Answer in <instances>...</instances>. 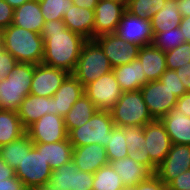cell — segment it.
<instances>
[{"label":"cell","instance_id":"cell-1","mask_svg":"<svg viewBox=\"0 0 190 190\" xmlns=\"http://www.w3.org/2000/svg\"><path fill=\"white\" fill-rule=\"evenodd\" d=\"M41 36L44 45L42 63L72 74L87 39L69 30L63 20L45 21Z\"/></svg>","mask_w":190,"mask_h":190},{"label":"cell","instance_id":"cell-2","mask_svg":"<svg viewBox=\"0 0 190 190\" xmlns=\"http://www.w3.org/2000/svg\"><path fill=\"white\" fill-rule=\"evenodd\" d=\"M3 48L18 62L40 64L44 56L41 34L13 24L3 29Z\"/></svg>","mask_w":190,"mask_h":190},{"label":"cell","instance_id":"cell-3","mask_svg":"<svg viewBox=\"0 0 190 190\" xmlns=\"http://www.w3.org/2000/svg\"><path fill=\"white\" fill-rule=\"evenodd\" d=\"M34 64L17 62L6 79L0 82V110L17 112L30 94Z\"/></svg>","mask_w":190,"mask_h":190},{"label":"cell","instance_id":"cell-4","mask_svg":"<svg viewBox=\"0 0 190 190\" xmlns=\"http://www.w3.org/2000/svg\"><path fill=\"white\" fill-rule=\"evenodd\" d=\"M110 113L116 127H143L154 120L140 90L123 92Z\"/></svg>","mask_w":190,"mask_h":190},{"label":"cell","instance_id":"cell-5","mask_svg":"<svg viewBox=\"0 0 190 190\" xmlns=\"http://www.w3.org/2000/svg\"><path fill=\"white\" fill-rule=\"evenodd\" d=\"M111 71L113 67L100 45L94 39L87 40L72 73L74 77L85 87Z\"/></svg>","mask_w":190,"mask_h":190},{"label":"cell","instance_id":"cell-6","mask_svg":"<svg viewBox=\"0 0 190 190\" xmlns=\"http://www.w3.org/2000/svg\"><path fill=\"white\" fill-rule=\"evenodd\" d=\"M115 127L110 111L97 110L84 125L72 129L68 138L73 147L92 143L106 146L109 133Z\"/></svg>","mask_w":190,"mask_h":190},{"label":"cell","instance_id":"cell-7","mask_svg":"<svg viewBox=\"0 0 190 190\" xmlns=\"http://www.w3.org/2000/svg\"><path fill=\"white\" fill-rule=\"evenodd\" d=\"M52 169L50 164L34 147L25 152L24 159L15 170V176L22 180L28 190L49 183Z\"/></svg>","mask_w":190,"mask_h":190},{"label":"cell","instance_id":"cell-8","mask_svg":"<svg viewBox=\"0 0 190 190\" xmlns=\"http://www.w3.org/2000/svg\"><path fill=\"white\" fill-rule=\"evenodd\" d=\"M84 93L97 110L110 111L118 102L123 91L115 79L114 72L111 71L86 85Z\"/></svg>","mask_w":190,"mask_h":190},{"label":"cell","instance_id":"cell-9","mask_svg":"<svg viewBox=\"0 0 190 190\" xmlns=\"http://www.w3.org/2000/svg\"><path fill=\"white\" fill-rule=\"evenodd\" d=\"M143 100L153 119L160 120L175 108L178 97L160 80L146 83L140 89Z\"/></svg>","mask_w":190,"mask_h":190},{"label":"cell","instance_id":"cell-10","mask_svg":"<svg viewBox=\"0 0 190 190\" xmlns=\"http://www.w3.org/2000/svg\"><path fill=\"white\" fill-rule=\"evenodd\" d=\"M94 174L80 171L71 160L52 171L49 183L59 190H92Z\"/></svg>","mask_w":190,"mask_h":190},{"label":"cell","instance_id":"cell-11","mask_svg":"<svg viewBox=\"0 0 190 190\" xmlns=\"http://www.w3.org/2000/svg\"><path fill=\"white\" fill-rule=\"evenodd\" d=\"M33 143H56L68 138L64 118L59 115L45 114L26 129Z\"/></svg>","mask_w":190,"mask_h":190},{"label":"cell","instance_id":"cell-12","mask_svg":"<svg viewBox=\"0 0 190 190\" xmlns=\"http://www.w3.org/2000/svg\"><path fill=\"white\" fill-rule=\"evenodd\" d=\"M125 11L123 0H99L94 10V38L115 33Z\"/></svg>","mask_w":190,"mask_h":190},{"label":"cell","instance_id":"cell-13","mask_svg":"<svg viewBox=\"0 0 190 190\" xmlns=\"http://www.w3.org/2000/svg\"><path fill=\"white\" fill-rule=\"evenodd\" d=\"M100 45L113 68L125 65L138 57L140 46L127 43L116 33L94 38Z\"/></svg>","mask_w":190,"mask_h":190},{"label":"cell","instance_id":"cell-14","mask_svg":"<svg viewBox=\"0 0 190 190\" xmlns=\"http://www.w3.org/2000/svg\"><path fill=\"white\" fill-rule=\"evenodd\" d=\"M127 43L140 47L152 44L153 33L149 19L131 15L125 11L115 32Z\"/></svg>","mask_w":190,"mask_h":190},{"label":"cell","instance_id":"cell-15","mask_svg":"<svg viewBox=\"0 0 190 190\" xmlns=\"http://www.w3.org/2000/svg\"><path fill=\"white\" fill-rule=\"evenodd\" d=\"M69 74L66 70L50 67L43 63L34 65L30 94L53 97Z\"/></svg>","mask_w":190,"mask_h":190},{"label":"cell","instance_id":"cell-16","mask_svg":"<svg viewBox=\"0 0 190 190\" xmlns=\"http://www.w3.org/2000/svg\"><path fill=\"white\" fill-rule=\"evenodd\" d=\"M143 131L150 160L158 167L171 149V139L164 124L158 119L144 125Z\"/></svg>","mask_w":190,"mask_h":190},{"label":"cell","instance_id":"cell-17","mask_svg":"<svg viewBox=\"0 0 190 190\" xmlns=\"http://www.w3.org/2000/svg\"><path fill=\"white\" fill-rule=\"evenodd\" d=\"M190 169V145L172 144L170 151L158 166L156 175L168 185L176 176Z\"/></svg>","mask_w":190,"mask_h":190},{"label":"cell","instance_id":"cell-18","mask_svg":"<svg viewBox=\"0 0 190 190\" xmlns=\"http://www.w3.org/2000/svg\"><path fill=\"white\" fill-rule=\"evenodd\" d=\"M72 161L80 171L91 174L109 164L105 146L95 143L74 147Z\"/></svg>","mask_w":190,"mask_h":190},{"label":"cell","instance_id":"cell-19","mask_svg":"<svg viewBox=\"0 0 190 190\" xmlns=\"http://www.w3.org/2000/svg\"><path fill=\"white\" fill-rule=\"evenodd\" d=\"M83 94H85L84 86L74 77L73 74H69L52 97V114L59 115L64 118L72 108L73 104Z\"/></svg>","mask_w":190,"mask_h":190},{"label":"cell","instance_id":"cell-20","mask_svg":"<svg viewBox=\"0 0 190 190\" xmlns=\"http://www.w3.org/2000/svg\"><path fill=\"white\" fill-rule=\"evenodd\" d=\"M53 111L52 97L27 95L18 108V116L22 125L27 129L45 114H51Z\"/></svg>","mask_w":190,"mask_h":190},{"label":"cell","instance_id":"cell-21","mask_svg":"<svg viewBox=\"0 0 190 190\" xmlns=\"http://www.w3.org/2000/svg\"><path fill=\"white\" fill-rule=\"evenodd\" d=\"M109 164L118 174L126 189L136 186L138 183L153 175V173L142 163H139L128 156L110 161Z\"/></svg>","mask_w":190,"mask_h":190},{"label":"cell","instance_id":"cell-22","mask_svg":"<svg viewBox=\"0 0 190 190\" xmlns=\"http://www.w3.org/2000/svg\"><path fill=\"white\" fill-rule=\"evenodd\" d=\"M66 27L87 40L94 39V10L72 5L62 19Z\"/></svg>","mask_w":190,"mask_h":190},{"label":"cell","instance_id":"cell-23","mask_svg":"<svg viewBox=\"0 0 190 190\" xmlns=\"http://www.w3.org/2000/svg\"><path fill=\"white\" fill-rule=\"evenodd\" d=\"M137 58L142 64L147 83L159 80L167 69L165 52L157 49L153 44L140 47Z\"/></svg>","mask_w":190,"mask_h":190},{"label":"cell","instance_id":"cell-24","mask_svg":"<svg viewBox=\"0 0 190 190\" xmlns=\"http://www.w3.org/2000/svg\"><path fill=\"white\" fill-rule=\"evenodd\" d=\"M115 79L123 92L140 90L147 78L138 58L128 64L113 68Z\"/></svg>","mask_w":190,"mask_h":190},{"label":"cell","instance_id":"cell-25","mask_svg":"<svg viewBox=\"0 0 190 190\" xmlns=\"http://www.w3.org/2000/svg\"><path fill=\"white\" fill-rule=\"evenodd\" d=\"M45 20L38 0H30L14 9L12 24L41 34Z\"/></svg>","mask_w":190,"mask_h":190},{"label":"cell","instance_id":"cell-26","mask_svg":"<svg viewBox=\"0 0 190 190\" xmlns=\"http://www.w3.org/2000/svg\"><path fill=\"white\" fill-rule=\"evenodd\" d=\"M160 121L164 124L172 144L190 145V117L174 108Z\"/></svg>","mask_w":190,"mask_h":190},{"label":"cell","instance_id":"cell-27","mask_svg":"<svg viewBox=\"0 0 190 190\" xmlns=\"http://www.w3.org/2000/svg\"><path fill=\"white\" fill-rule=\"evenodd\" d=\"M33 147L42 153L52 170L72 160L74 147L69 138L56 143H33Z\"/></svg>","mask_w":190,"mask_h":190},{"label":"cell","instance_id":"cell-28","mask_svg":"<svg viewBox=\"0 0 190 190\" xmlns=\"http://www.w3.org/2000/svg\"><path fill=\"white\" fill-rule=\"evenodd\" d=\"M182 16L176 0H166L164 6L151 19L152 33H162L179 27Z\"/></svg>","mask_w":190,"mask_h":190},{"label":"cell","instance_id":"cell-29","mask_svg":"<svg viewBox=\"0 0 190 190\" xmlns=\"http://www.w3.org/2000/svg\"><path fill=\"white\" fill-rule=\"evenodd\" d=\"M97 111V108L93 102L83 94L68 111L64 117V124L67 133L72 129L84 125Z\"/></svg>","mask_w":190,"mask_h":190},{"label":"cell","instance_id":"cell-30","mask_svg":"<svg viewBox=\"0 0 190 190\" xmlns=\"http://www.w3.org/2000/svg\"><path fill=\"white\" fill-rule=\"evenodd\" d=\"M26 134L17 112L0 110V147Z\"/></svg>","mask_w":190,"mask_h":190},{"label":"cell","instance_id":"cell-31","mask_svg":"<svg viewBox=\"0 0 190 190\" xmlns=\"http://www.w3.org/2000/svg\"><path fill=\"white\" fill-rule=\"evenodd\" d=\"M33 148V142L27 134L21 138L0 147V156L14 171L25 156Z\"/></svg>","mask_w":190,"mask_h":190},{"label":"cell","instance_id":"cell-32","mask_svg":"<svg viewBox=\"0 0 190 190\" xmlns=\"http://www.w3.org/2000/svg\"><path fill=\"white\" fill-rule=\"evenodd\" d=\"M92 190H127L110 164L94 173Z\"/></svg>","mask_w":190,"mask_h":190},{"label":"cell","instance_id":"cell-33","mask_svg":"<svg viewBox=\"0 0 190 190\" xmlns=\"http://www.w3.org/2000/svg\"><path fill=\"white\" fill-rule=\"evenodd\" d=\"M108 144L105 146L109 162L128 156V146L123 127H114L109 133Z\"/></svg>","mask_w":190,"mask_h":190},{"label":"cell","instance_id":"cell-34","mask_svg":"<svg viewBox=\"0 0 190 190\" xmlns=\"http://www.w3.org/2000/svg\"><path fill=\"white\" fill-rule=\"evenodd\" d=\"M166 0H134L126 5L131 15L151 19L164 6Z\"/></svg>","mask_w":190,"mask_h":190},{"label":"cell","instance_id":"cell-35","mask_svg":"<svg viewBox=\"0 0 190 190\" xmlns=\"http://www.w3.org/2000/svg\"><path fill=\"white\" fill-rule=\"evenodd\" d=\"M185 43L180 27L162 33H154L152 44L163 52H168Z\"/></svg>","mask_w":190,"mask_h":190},{"label":"cell","instance_id":"cell-36","mask_svg":"<svg viewBox=\"0 0 190 190\" xmlns=\"http://www.w3.org/2000/svg\"><path fill=\"white\" fill-rule=\"evenodd\" d=\"M45 21L62 20L73 5L72 0H38Z\"/></svg>","mask_w":190,"mask_h":190},{"label":"cell","instance_id":"cell-37","mask_svg":"<svg viewBox=\"0 0 190 190\" xmlns=\"http://www.w3.org/2000/svg\"><path fill=\"white\" fill-rule=\"evenodd\" d=\"M167 69L176 70L190 62V43L185 42L180 46L165 52Z\"/></svg>","mask_w":190,"mask_h":190},{"label":"cell","instance_id":"cell-38","mask_svg":"<svg viewBox=\"0 0 190 190\" xmlns=\"http://www.w3.org/2000/svg\"><path fill=\"white\" fill-rule=\"evenodd\" d=\"M124 136L128 146V153H132L137 149H143L145 146V136L143 127L124 126Z\"/></svg>","mask_w":190,"mask_h":190},{"label":"cell","instance_id":"cell-39","mask_svg":"<svg viewBox=\"0 0 190 190\" xmlns=\"http://www.w3.org/2000/svg\"><path fill=\"white\" fill-rule=\"evenodd\" d=\"M159 80L161 83H164L178 98L187 92L175 70L166 69Z\"/></svg>","mask_w":190,"mask_h":190},{"label":"cell","instance_id":"cell-40","mask_svg":"<svg viewBox=\"0 0 190 190\" xmlns=\"http://www.w3.org/2000/svg\"><path fill=\"white\" fill-rule=\"evenodd\" d=\"M17 62L8 51L0 49V82L8 77Z\"/></svg>","mask_w":190,"mask_h":190},{"label":"cell","instance_id":"cell-41","mask_svg":"<svg viewBox=\"0 0 190 190\" xmlns=\"http://www.w3.org/2000/svg\"><path fill=\"white\" fill-rule=\"evenodd\" d=\"M127 190H168V187L156 174H153L148 179Z\"/></svg>","mask_w":190,"mask_h":190},{"label":"cell","instance_id":"cell-42","mask_svg":"<svg viewBox=\"0 0 190 190\" xmlns=\"http://www.w3.org/2000/svg\"><path fill=\"white\" fill-rule=\"evenodd\" d=\"M128 157L134 159L135 161L142 163L145 167H147L153 174H156L157 166L150 160L149 153L147 151L146 145L143 149H137L132 153H128Z\"/></svg>","mask_w":190,"mask_h":190},{"label":"cell","instance_id":"cell-43","mask_svg":"<svg viewBox=\"0 0 190 190\" xmlns=\"http://www.w3.org/2000/svg\"><path fill=\"white\" fill-rule=\"evenodd\" d=\"M167 187L168 190H190V169L176 176Z\"/></svg>","mask_w":190,"mask_h":190},{"label":"cell","instance_id":"cell-44","mask_svg":"<svg viewBox=\"0 0 190 190\" xmlns=\"http://www.w3.org/2000/svg\"><path fill=\"white\" fill-rule=\"evenodd\" d=\"M14 9L5 1L0 0V27L6 28L13 22Z\"/></svg>","mask_w":190,"mask_h":190},{"label":"cell","instance_id":"cell-45","mask_svg":"<svg viewBox=\"0 0 190 190\" xmlns=\"http://www.w3.org/2000/svg\"><path fill=\"white\" fill-rule=\"evenodd\" d=\"M0 190H28L21 179L14 176L13 178L0 180Z\"/></svg>","mask_w":190,"mask_h":190},{"label":"cell","instance_id":"cell-46","mask_svg":"<svg viewBox=\"0 0 190 190\" xmlns=\"http://www.w3.org/2000/svg\"><path fill=\"white\" fill-rule=\"evenodd\" d=\"M175 109L179 113H184L187 117H190V92H186L178 98Z\"/></svg>","mask_w":190,"mask_h":190},{"label":"cell","instance_id":"cell-47","mask_svg":"<svg viewBox=\"0 0 190 190\" xmlns=\"http://www.w3.org/2000/svg\"><path fill=\"white\" fill-rule=\"evenodd\" d=\"M187 92H190V62L175 70Z\"/></svg>","mask_w":190,"mask_h":190},{"label":"cell","instance_id":"cell-48","mask_svg":"<svg viewBox=\"0 0 190 190\" xmlns=\"http://www.w3.org/2000/svg\"><path fill=\"white\" fill-rule=\"evenodd\" d=\"M15 171L0 156V180L13 178Z\"/></svg>","mask_w":190,"mask_h":190},{"label":"cell","instance_id":"cell-49","mask_svg":"<svg viewBox=\"0 0 190 190\" xmlns=\"http://www.w3.org/2000/svg\"><path fill=\"white\" fill-rule=\"evenodd\" d=\"M179 27L184 34L185 42L190 43V16L182 17Z\"/></svg>","mask_w":190,"mask_h":190},{"label":"cell","instance_id":"cell-50","mask_svg":"<svg viewBox=\"0 0 190 190\" xmlns=\"http://www.w3.org/2000/svg\"><path fill=\"white\" fill-rule=\"evenodd\" d=\"M179 13L182 17L190 16V0H176Z\"/></svg>","mask_w":190,"mask_h":190},{"label":"cell","instance_id":"cell-51","mask_svg":"<svg viewBox=\"0 0 190 190\" xmlns=\"http://www.w3.org/2000/svg\"><path fill=\"white\" fill-rule=\"evenodd\" d=\"M99 0H72L73 4L80 7L86 8L89 10H95L96 5Z\"/></svg>","mask_w":190,"mask_h":190},{"label":"cell","instance_id":"cell-52","mask_svg":"<svg viewBox=\"0 0 190 190\" xmlns=\"http://www.w3.org/2000/svg\"><path fill=\"white\" fill-rule=\"evenodd\" d=\"M13 9L20 7L25 2L30 0H5Z\"/></svg>","mask_w":190,"mask_h":190},{"label":"cell","instance_id":"cell-53","mask_svg":"<svg viewBox=\"0 0 190 190\" xmlns=\"http://www.w3.org/2000/svg\"><path fill=\"white\" fill-rule=\"evenodd\" d=\"M34 190H59V189H54L50 183H46L42 186L35 188Z\"/></svg>","mask_w":190,"mask_h":190},{"label":"cell","instance_id":"cell-54","mask_svg":"<svg viewBox=\"0 0 190 190\" xmlns=\"http://www.w3.org/2000/svg\"><path fill=\"white\" fill-rule=\"evenodd\" d=\"M0 48H3V28L0 27Z\"/></svg>","mask_w":190,"mask_h":190},{"label":"cell","instance_id":"cell-55","mask_svg":"<svg viewBox=\"0 0 190 190\" xmlns=\"http://www.w3.org/2000/svg\"><path fill=\"white\" fill-rule=\"evenodd\" d=\"M131 1H134V0H123V2L125 3V5H127Z\"/></svg>","mask_w":190,"mask_h":190}]
</instances>
